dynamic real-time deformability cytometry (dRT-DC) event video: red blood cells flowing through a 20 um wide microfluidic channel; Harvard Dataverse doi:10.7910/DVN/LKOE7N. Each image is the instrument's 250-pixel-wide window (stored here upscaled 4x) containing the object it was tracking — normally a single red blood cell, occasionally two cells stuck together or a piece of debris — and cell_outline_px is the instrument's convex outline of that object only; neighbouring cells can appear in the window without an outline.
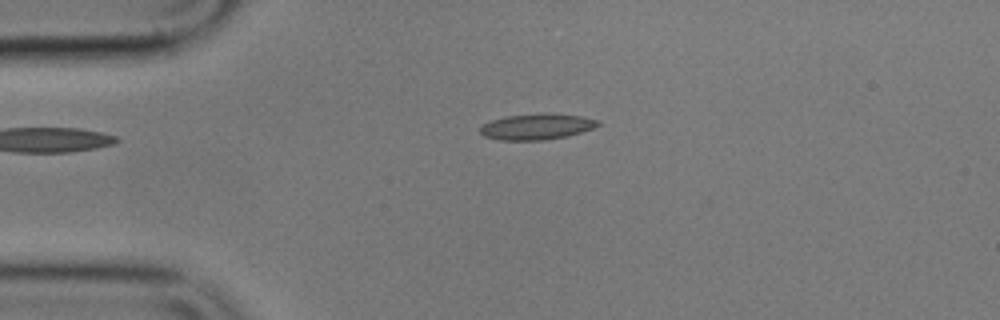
{"species": "common noctule bat (a hibernating species)", "species_latin": "Nyctalus noctula", "temperature_condition": "cold", "stored_images_in_passage": 38, "camera_frame_rate_fps": 3000, "um_per_image_px": 0.085, "animal": {"sex": "male", "body_mass_g": 17.9}, "frame": {"image": 1, "passage_image": 1, "time_ms": 0.0, "image_size_px": [1000, 320], "cell_outline_px": [[600, 124], [592, 128], [568, 136], [544, 140], [500, 140], [484, 136], [480, 132], [480, 128], [484, 124], [492, 120], [508, 116], [544, 112], [580, 116], [600, 120]], "centroid_in_image_um": [45.64, 10.76], "position_along_channel_um": 39.4, "area_um2": 17.74}}
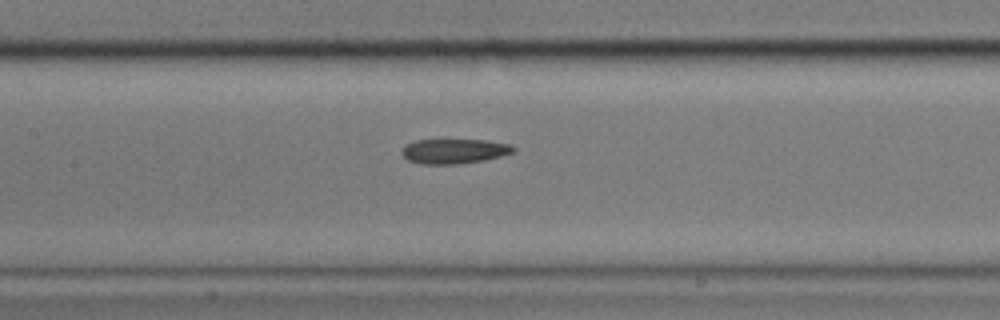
{"frame": {"image": 2, "passage_image": 14, "time_ms": 4.333, "image_size_px": [1000, 320], "cell_outline_px": [[516, 152], [484, 160], [460, 164], [420, 164], [408, 160], [400, 152], [408, 144], [416, 140], [484, 140], [508, 144], [516, 148]], "centroid_in_image_um": [38.62, 12.86], "position_along_channel_um": 168.8, "area_um2": 16.01}}
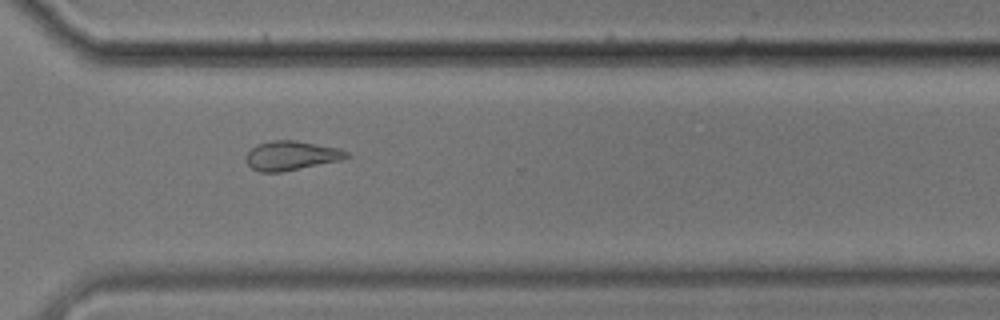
{"frame": {"image": 3, "passage_image": 29, "time_ms": 9.333, "image_size_px": [1000, 320], "cell_outline_px": [[348, 156], [340, 160], [280, 172], [260, 172], [252, 168], [248, 164], [248, 152], [256, 144], [272, 140], [296, 140], [336, 148], [348, 152]], "centroid_in_image_um": [24.73, 13.22], "position_along_channel_um": 345.9, "area_um2": 16.7}, "authors_computed_cell_mechanics": {"area_um2": 16.5019, "velocity_mm_per_s": 3.548, "shape_relaxation_time_tau1_ms": null, "shape_relaxation_time_tau2_ms": 5.5101, "deformation_change_tau1": null, "deformation_change_tau2": 0.1467}}